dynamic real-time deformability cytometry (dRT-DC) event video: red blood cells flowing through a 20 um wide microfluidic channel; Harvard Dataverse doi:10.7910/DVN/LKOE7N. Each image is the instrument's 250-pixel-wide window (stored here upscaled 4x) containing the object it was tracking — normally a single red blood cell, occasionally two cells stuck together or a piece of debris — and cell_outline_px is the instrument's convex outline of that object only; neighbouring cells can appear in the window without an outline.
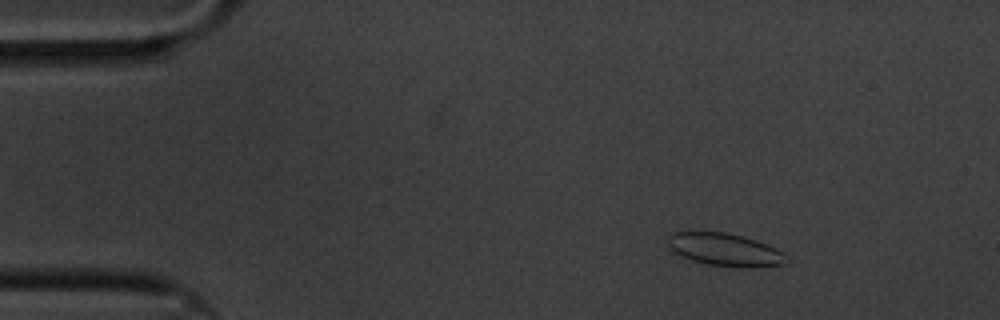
{"species": "common noctule bat (a hibernating species)", "species_latin": "Nyctalus noctula", "temperature_condition": "cold", "stored_images_in_passage": 61, "camera_frame_rate_fps": 3000, "um_per_image_px": 0.085, "animal": {"sex": "male", "body_mass_g": 20.1, "forearm_length_mm": 53.5}, "frame": {"image": 1, "passage_image": 9, "time_ms": 2.667, "image_size_px": [1000, 320], "cell_outline_px": [[788, 260], [784, 264], [752, 268], [740, 268], [708, 264], [692, 260], [680, 256], [668, 244], [668, 236], [672, 232], [728, 232], [744, 236], [756, 240], [776, 248], [788, 256]], "centroid_in_image_um": [61.66, 21.23], "position_along_channel_um": 23.3, "area_um2": 22.72}}
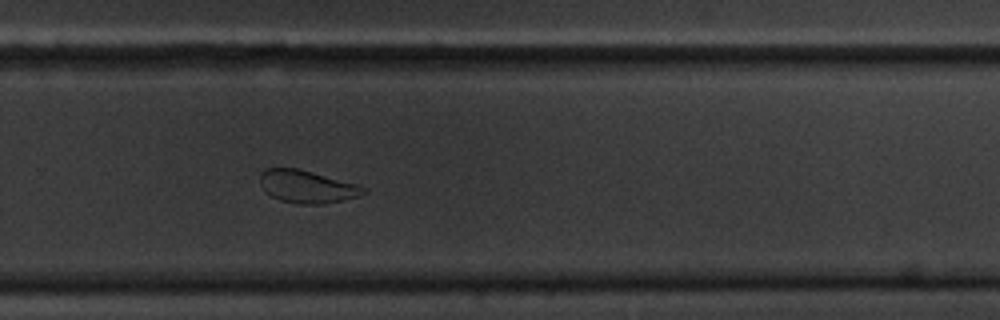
{"frame": {"image": 2, "passage_image": 41, "time_ms": 13.333, "image_size_px": [1000, 320], "cell_outline_px": [[368, 192], [360, 196], [324, 204], [296, 204], [280, 200], [264, 192], [260, 184], [260, 172], [264, 168], [296, 168], [312, 172], [356, 184], [368, 188]], "centroid_in_image_um": [26.08, 15.87], "position_along_channel_um": 303.7, "area_um2": 19.83}}
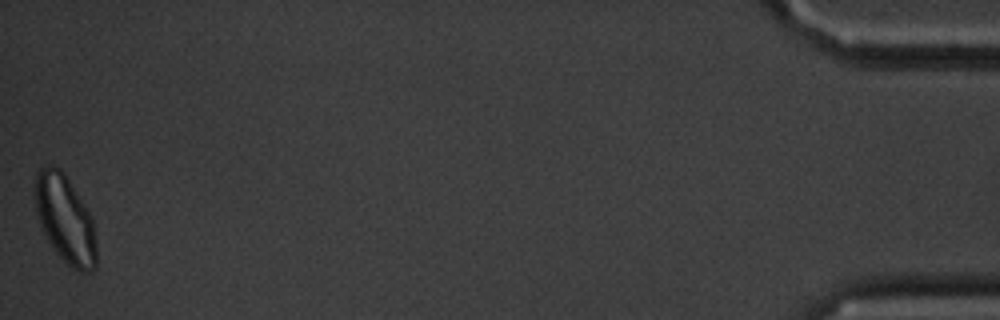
{"frame": {"image": 3, "passage_image": 61, "time_ms": 20.0, "image_size_px": [1000, 320], "cell_outline_px": [[96, 268], [88, 272], [76, 272], [52, 248], [44, 236], [40, 228], [36, 216], [32, 196], [32, 188], [36, 172], [40, 168], [48, 164], [52, 164], [60, 168], [64, 172], [92, 216], [96, 240]], "centroid_in_image_um": [5.48, 18.59], "position_along_channel_um": 429.7, "area_um2": 32.54}, "authors_computed_cell_mechanics": {"area_um2": 21.9062, "velocity_mm_per_s": 3.2961, "shape_relaxation_time_tau1_ms": 2.7947, "shape_relaxation_time_tau2_ms": 1.8177, "deformation_change_tau1": 0.0831, "deformation_change_tau2": 0.0707}}